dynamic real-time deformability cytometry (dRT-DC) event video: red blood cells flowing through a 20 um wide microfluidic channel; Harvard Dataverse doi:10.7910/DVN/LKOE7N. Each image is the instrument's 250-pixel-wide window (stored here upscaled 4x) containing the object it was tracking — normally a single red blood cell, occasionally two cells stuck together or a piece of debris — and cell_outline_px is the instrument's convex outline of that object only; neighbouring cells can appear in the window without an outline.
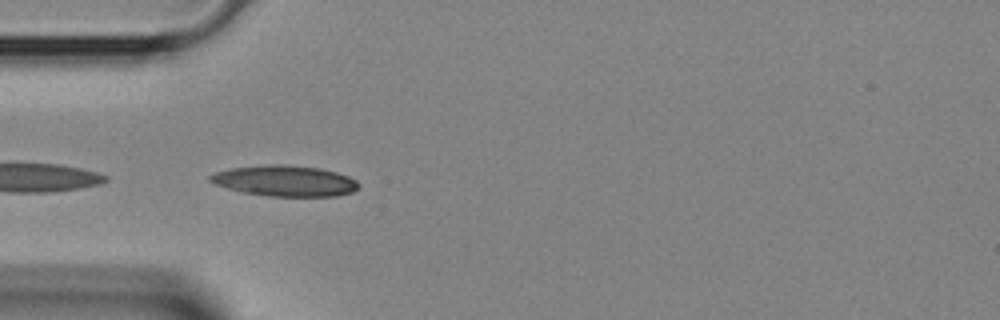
{"species": "Egyptian fruit bat (a non-hibernating species)", "species_latin": "Rousettus aegyptiacus", "temperature_condition": "room temperature", "stored_images_in_passage": 30, "camera_frame_rate_fps": 3000, "um_per_image_px": 0.085, "animal": {"sex": "female"}, "frame": {"image": 1, "passage_image": 5, "time_ms": 1.333, "image_size_px": [1000, 320], "cell_outline_px": [[360, 184], [352, 192], [336, 196], [268, 196], [244, 192], [228, 188], [216, 184], [208, 180], [208, 176], [216, 172], [232, 168], [268, 164], [284, 164], [320, 168], [336, 172], [348, 176], [356, 180]], "centroid_in_image_um": [24.22, 15.36], "position_along_channel_um": 60.8, "area_um2": 26.53}}